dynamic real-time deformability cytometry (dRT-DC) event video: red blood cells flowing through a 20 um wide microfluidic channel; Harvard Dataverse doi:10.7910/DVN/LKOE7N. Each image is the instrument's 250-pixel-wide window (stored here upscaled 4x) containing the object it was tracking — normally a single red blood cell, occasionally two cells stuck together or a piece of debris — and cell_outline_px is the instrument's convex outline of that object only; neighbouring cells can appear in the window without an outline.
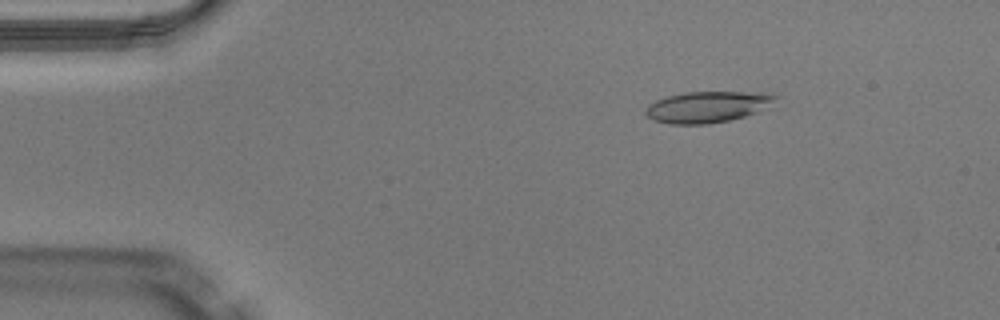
{"species": "Egyptian fruit bat (a non-hibernating species)", "species_latin": "Rousettus aegyptiacus", "temperature_condition": "warm", "stored_images_in_passage": 48, "camera_frame_rate_fps": 3000, "um_per_image_px": 0.085, "animal": {"sex": "male"}, "frame": {"image": 1, "passage_image": 6, "time_ms": 1.667, "image_size_px": [1000, 320], "cell_outline_px": [[780, 96], [756, 112], [744, 116], [728, 120], [708, 124], [668, 124], [652, 120], [644, 112], [644, 108], [648, 104], [656, 100], [668, 96], [684, 92], [772, 92]], "centroid_in_image_um": [60.08, 9.08], "position_along_channel_um": 24.9, "area_um2": 23.58}}
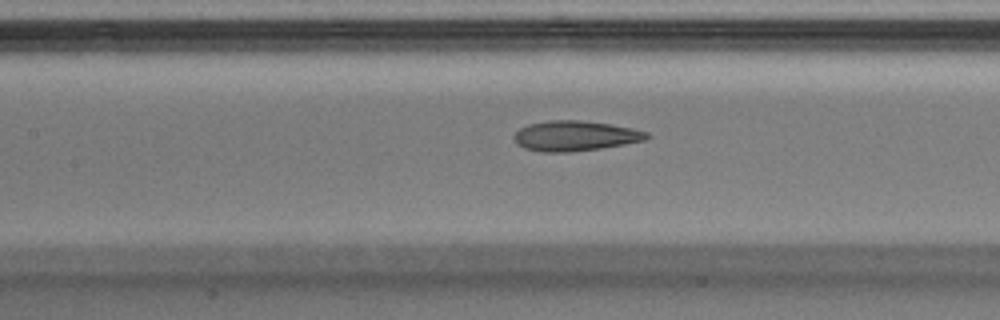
{"frame": {"image": 2, "passage_image": 21, "time_ms": 6.667, "image_size_px": [1000, 320], "cell_outline_px": [[652, 136], [644, 140], [624, 144], [600, 148], [568, 152], [540, 152], [524, 148], [516, 144], [512, 136], [520, 128], [528, 124], [548, 120], [580, 120], [608, 124], [632, 128], [648, 132]], "centroid_in_image_um": [48.85, 11.55], "position_along_channel_um": 158.6, "area_um2": 23.35}}
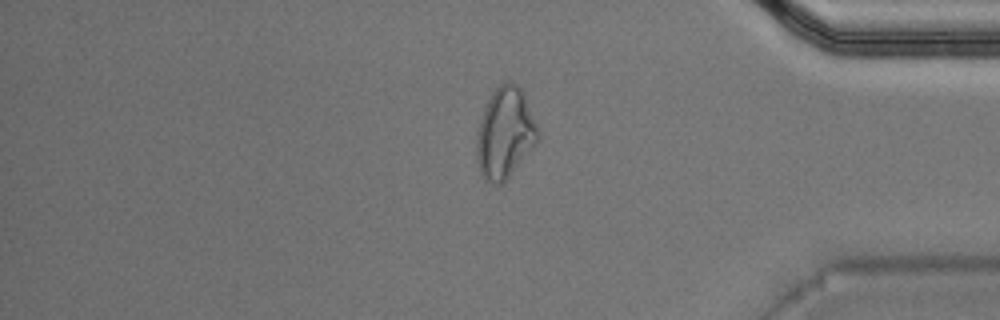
{"frame": {"image": 3, "passage_image": 40, "time_ms": 13.0, "image_size_px": [1000, 320], "cell_outline_px": [[536, 144], [508, 176], [500, 184], [492, 184], [480, 172], [476, 156], [476, 136], [480, 120], [484, 108], [492, 92], [504, 80], [516, 84], [524, 92], [536, 124]], "centroid_in_image_um": [42.89, 11.27], "position_along_channel_um": 392.3, "area_um2": 31.79}, "authors_computed_cell_mechanics": {"area_um2": 23.5535, "velocity_mm_per_s": 4.0494, "shape_relaxation_time_tau1_ms": null, "shape_relaxation_time_tau2_ms": 1.5844, "deformation_change_tau1": null, "deformation_change_tau2": 0.0887}}